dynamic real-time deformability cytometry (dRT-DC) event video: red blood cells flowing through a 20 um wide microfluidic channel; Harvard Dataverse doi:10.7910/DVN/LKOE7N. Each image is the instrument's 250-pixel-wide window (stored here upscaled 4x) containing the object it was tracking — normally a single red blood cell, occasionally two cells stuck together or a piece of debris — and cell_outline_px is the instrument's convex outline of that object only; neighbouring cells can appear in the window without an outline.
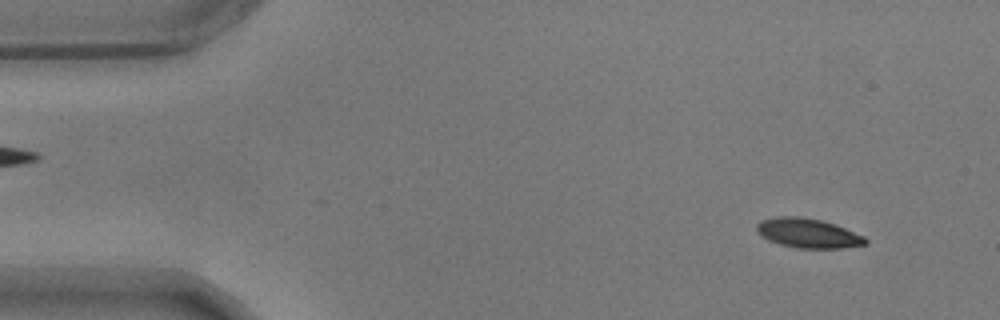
{"species": "common noctule bat (a hibernating species)", "species_latin": "Nyctalus noctula", "temperature_condition": "warm", "stored_images_in_passage": 57, "camera_frame_rate_fps": 3000, "um_per_image_px": 0.085, "animal": {"sex": "male", "body_mass_g": 17.9}, "frame": {"image": 1, "passage_image": 4, "time_ms": 1.0, "image_size_px": [1000, 320], "cell_outline_px": [[868, 244], [840, 248], [796, 248], [780, 244], [768, 240], [756, 228], [756, 224], [760, 220], [776, 216], [800, 216], [820, 220], [836, 224], [864, 236], [868, 240]], "centroid_in_image_um": [68.7, 19.81], "position_along_channel_um": 16.3, "area_um2": 18.67}}
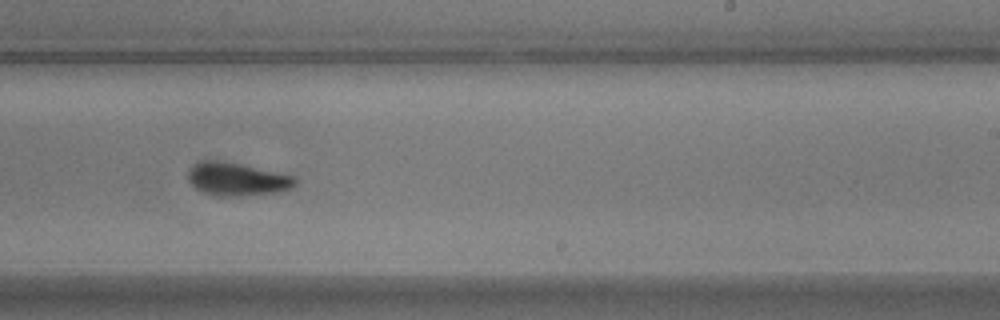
{"frame": {"image": 2, "passage_image": 34, "time_ms": 11.0, "image_size_px": [1000, 320], "cell_outline_px": [[296, 184], [292, 188], [276, 192], [240, 196], [212, 196], [196, 188], [188, 180], [188, 172], [192, 164], [196, 160], [220, 160], [240, 164], [296, 176]], "centroid_in_image_um": [20.11, 15.22], "position_along_channel_um": 268.9, "area_um2": 20.81}}
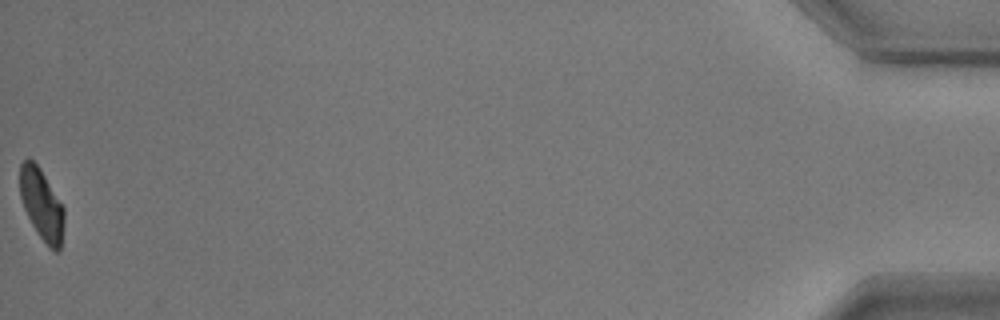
{"frame": {"image": 3, "passage_image": 57, "time_ms": 18.667, "image_size_px": [1000, 320], "cell_outline_px": [[64, 224], [60, 248], [56, 252], [40, 236], [32, 224], [24, 208], [20, 196], [20, 164], [28, 156], [40, 168], [64, 208]], "centroid_in_image_um": [3.53, 17.33], "position_along_channel_um": 431.7, "area_um2": 17.98}, "authors_computed_cell_mechanics": {"area_um2": 19.7098, "velocity_mm_per_s": 3.4557, "shape_relaxation_time_tau1_ms": 2.9225, "shape_relaxation_time_tau2_ms": 1.8993, "deformation_change_tau1": 0.1463, "deformation_change_tau2": 0.0788}}